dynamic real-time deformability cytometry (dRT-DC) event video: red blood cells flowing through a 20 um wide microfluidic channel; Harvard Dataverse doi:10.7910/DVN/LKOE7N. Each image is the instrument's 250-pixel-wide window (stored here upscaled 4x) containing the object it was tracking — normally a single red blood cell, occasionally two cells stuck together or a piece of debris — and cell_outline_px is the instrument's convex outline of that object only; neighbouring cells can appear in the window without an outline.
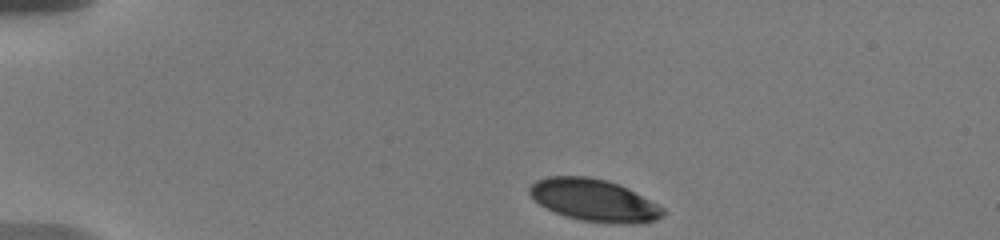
{"species": "human", "species_latin": "Homo sapiens", "temperature_condition": "warm", "stored_images_in_passage": 41, "camera_frame_rate_fps": 3000, "um_per_image_px": 0.085, "donor": {"sex": "male"}, "frame": {"image": 1, "passage_image": 1, "time_ms": 0.0, "image_size_px": [1000, 240], "cell_outline_px": [[664, 216], [656, 220], [640, 224], [628, 224], [580, 220], [564, 216], [540, 204], [528, 192], [528, 188], [536, 180], [548, 176], [588, 176], [608, 180], [664, 208]], "centroid_in_image_um": [50.47, 17.02], "position_along_channel_um": 34.5, "area_um2": 32.31}}
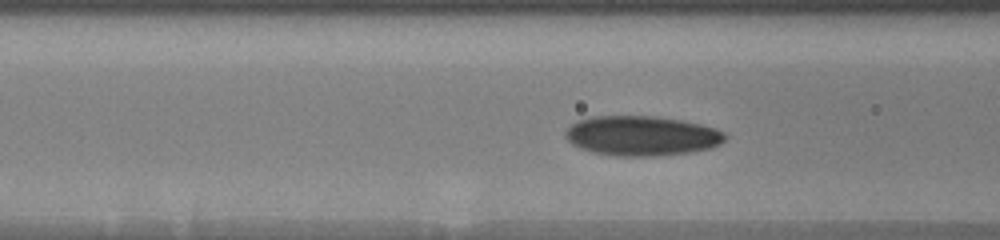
{"frame": {"image": 2, "passage_image": 24, "time_ms": 4.0, "image_size_px": [1000, 240], "cell_outline_px": [[728, 136], [720, 144], [708, 148], [692, 152], [656, 156], [616, 156], [592, 152], [580, 148], [572, 144], [564, 136], [564, 132], [572, 124], [580, 120], [592, 116], [652, 116], [680, 120], [700, 124], [724, 132]], "centroid_in_image_um": [54.52, 11.55], "position_along_channel_um": 112.1, "area_um2": 36.93}}
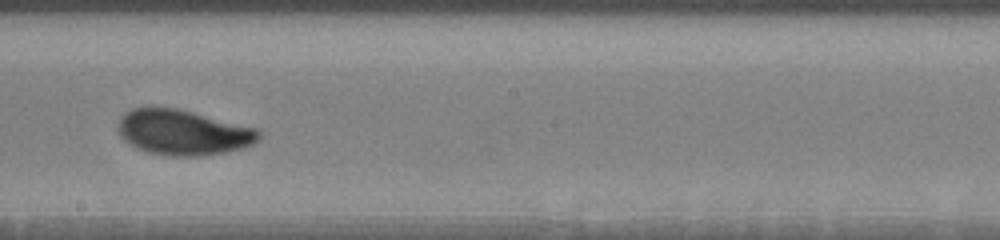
{"frame": {"image": 3, "passage_image": 40, "time_ms": 7.333, "image_size_px": [1000, 240], "cell_outline_px": [[260, 140], [244, 148], [228, 152], [200, 156], [172, 156], [148, 152], [136, 148], [128, 144], [120, 136], [116, 128], [120, 120], [132, 108], [152, 104], [176, 108], [256, 128], [260, 132]], "centroid_in_image_um": [15.53, 11.24], "position_along_channel_um": 232.7, "area_um2": 37.63}}